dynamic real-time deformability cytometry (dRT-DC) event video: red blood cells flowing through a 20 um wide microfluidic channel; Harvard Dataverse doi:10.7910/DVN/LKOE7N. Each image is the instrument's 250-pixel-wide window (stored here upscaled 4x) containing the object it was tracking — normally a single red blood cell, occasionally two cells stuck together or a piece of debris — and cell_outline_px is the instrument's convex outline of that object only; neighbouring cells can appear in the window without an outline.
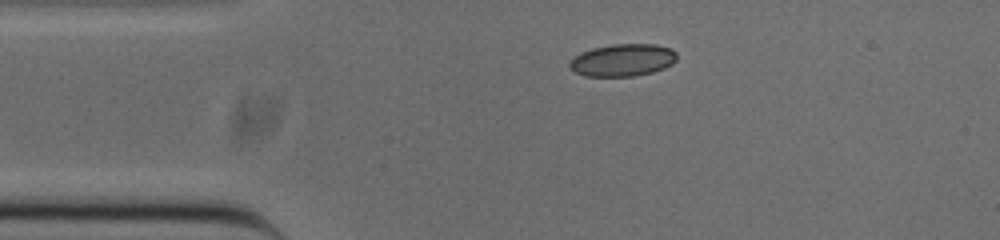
{"species": "common noctule bat (a hibernating species)", "species_latin": "Nyctalus noctula", "temperature_condition": "cold", "stored_images_in_passage": 43, "camera_frame_rate_fps": 3000, "um_per_image_px": 0.085, "animal": {"sex": "male", "body_mass_g": 20.0, "forearm_length_mm": 53.3}, "frame": {"image": 1, "passage_image": 1, "time_ms": 0.0, "image_size_px": [1000, 240], "cell_outline_px": [[676, 60], [672, 64], [664, 68], [652, 72], [632, 76], [584, 76], [576, 72], [568, 64], [572, 56], [580, 52], [592, 48], [612, 44], [656, 44], [672, 48], [676, 52]], "centroid_in_image_um": [52.92, 5.09], "position_along_channel_um": 32.1, "area_um2": 20.35}}
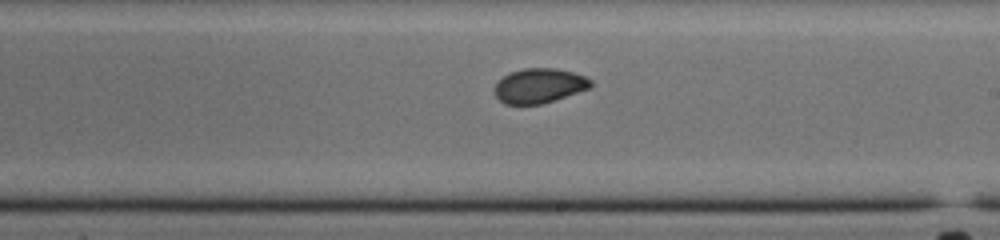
{"frame": {"image": 2, "passage_image": 20, "time_ms": 6.333, "image_size_px": [1000, 240], "cell_outline_px": [[592, 84], [588, 88], [540, 104], [504, 104], [496, 96], [496, 84], [508, 72], [524, 68], [556, 68], [572, 72], [584, 76], [592, 80]], "centroid_in_image_um": [45.81, 7.27], "position_along_channel_um": 243.2, "area_um2": 19.02}}
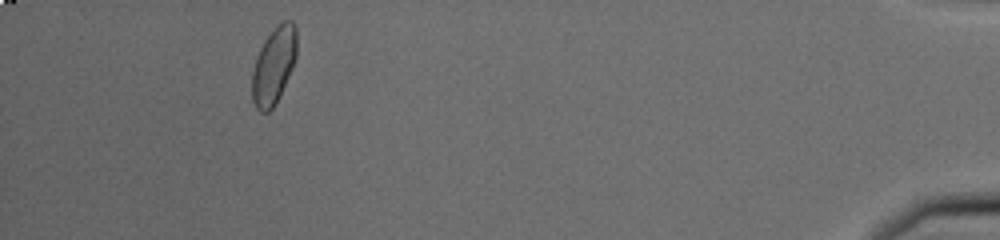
{"frame": {"image": 3, "passage_image": 39, "time_ms": 12.667, "image_size_px": [1000, 240], "cell_outline_px": [[296, 56], [292, 68], [272, 108], [268, 112], [260, 112], [256, 108], [252, 100], [252, 72], [256, 56], [264, 40], [284, 20], [292, 20], [296, 28]], "centroid_in_image_um": [23.25, 5.57], "position_along_channel_um": 412.0, "area_um2": 19.54}, "authors_computed_cell_mechanics": {"area_um2": 19.5364, "velocity_mm_per_s": 3.8417, "shape_relaxation_time_tau1_ms": 4.8084, "shape_relaxation_time_tau2_ms": 1.7599, "deformation_change_tau1": 0.1267, "deformation_change_tau2": 0.0438}}